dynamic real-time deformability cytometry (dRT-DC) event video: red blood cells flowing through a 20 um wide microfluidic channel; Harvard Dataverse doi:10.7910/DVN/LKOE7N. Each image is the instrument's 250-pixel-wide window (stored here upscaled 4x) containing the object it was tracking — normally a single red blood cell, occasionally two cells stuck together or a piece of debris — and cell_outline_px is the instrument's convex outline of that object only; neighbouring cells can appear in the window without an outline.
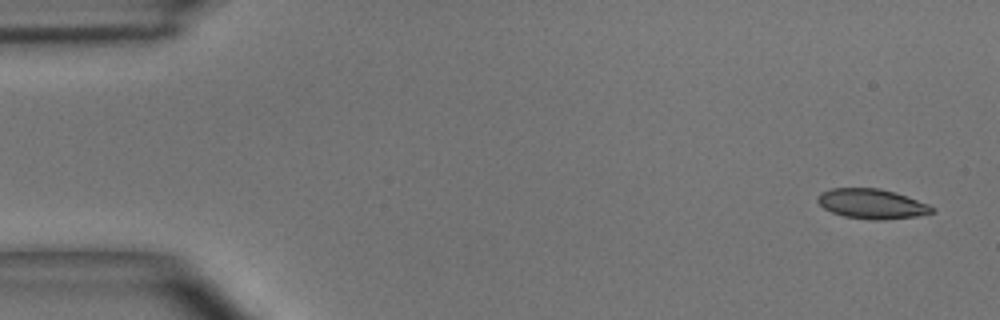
{"species": "common noctule bat (a hibernating species)", "species_latin": "Nyctalus noctula", "temperature_condition": "room temperature", "stored_images_in_passage": 5, "segment_of_instrument_passage": [1, 2], "camera_frame_rate_fps": 3000, "um_per_image_px": 0.085, "animal": {"sex": "male", "body_mass_g": 15.6}, "frame": {"image": 1, "passage_image": 1, "time_ms": 0.0, "image_size_px": [1000, 320], "cell_outline_px": [[932, 212], [916, 216], [880, 220], [868, 220], [844, 216], [832, 212], [824, 208], [816, 200], [820, 192], [832, 188], [880, 188], [928, 204], [932, 208]], "centroid_in_image_um": [74.03, 17.32], "position_along_channel_um": 11.0, "area_um2": 19.54}}